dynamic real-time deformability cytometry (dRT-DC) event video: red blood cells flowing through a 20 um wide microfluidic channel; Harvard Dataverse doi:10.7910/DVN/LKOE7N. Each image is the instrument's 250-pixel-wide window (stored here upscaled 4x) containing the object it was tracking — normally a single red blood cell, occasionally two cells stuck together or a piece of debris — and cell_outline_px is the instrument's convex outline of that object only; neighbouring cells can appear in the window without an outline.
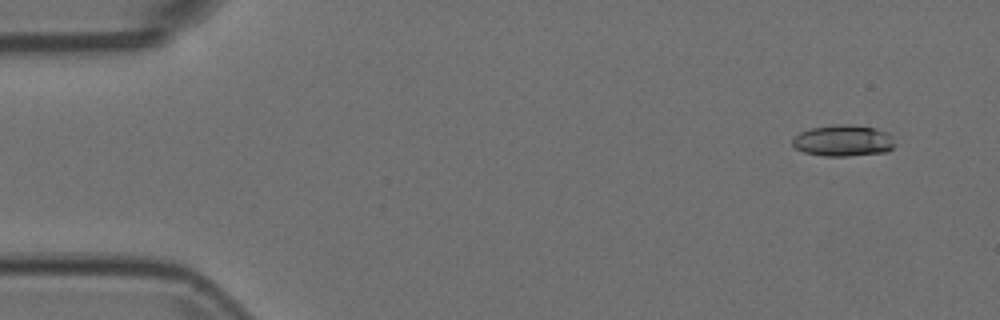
{"species": "Egyptian fruit bat (a non-hibernating species)", "species_latin": "Rousettus aegyptiacus", "temperature_condition": "room temperature", "stored_images_in_passage": 55, "camera_frame_rate_fps": 3000, "um_per_image_px": 0.085, "animal": {"sex": "female"}, "frame": {"image": 1, "passage_image": 4, "time_ms": 1.0, "image_size_px": [1000, 320], "cell_outline_px": [[896, 144], [892, 148], [884, 152], [848, 156], [824, 156], [804, 152], [796, 148], [792, 144], [792, 140], [800, 132], [812, 128], [840, 124], [848, 124], [876, 128], [888, 132], [892, 136]], "centroid_in_image_um": [71.7, 11.95], "position_along_channel_um": 13.3, "area_um2": 18.67}}
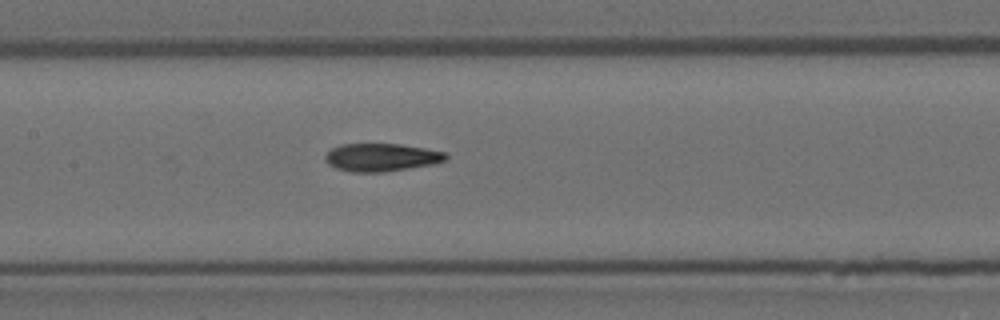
{"frame": {"image": 2, "passage_image": 26, "time_ms": 8.333, "image_size_px": [1000, 320], "cell_outline_px": [[448, 156], [444, 160], [432, 164], [384, 172], [352, 172], [336, 168], [328, 164], [324, 160], [324, 156], [332, 148], [340, 144], [400, 144], [424, 148], [444, 152]], "centroid_in_image_um": [32.36, 13.37], "position_along_channel_um": 175.0, "area_um2": 19.48}}
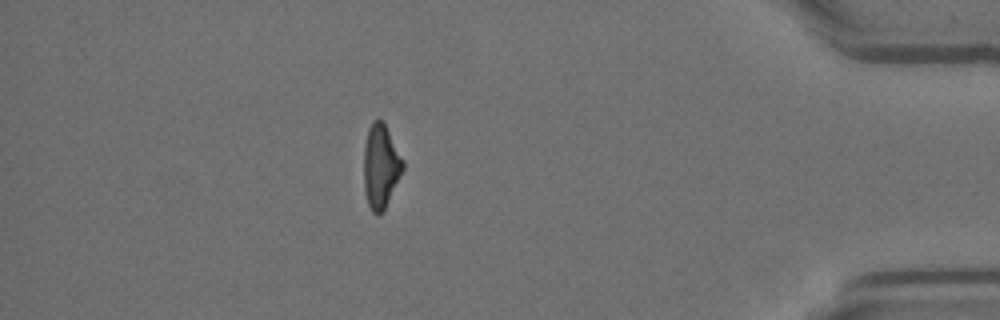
{"frame": {"image": 3, "passage_image": 48, "time_ms": 15.667, "image_size_px": [1000, 320], "cell_outline_px": [[404, 168], [384, 212], [380, 216], [376, 216], [372, 212], [368, 204], [364, 192], [364, 144], [368, 128], [372, 120], [380, 120], [384, 124], [404, 160]], "centroid_in_image_um": [32.35, 14.19], "position_along_channel_um": 402.8, "area_um2": 19.31}}